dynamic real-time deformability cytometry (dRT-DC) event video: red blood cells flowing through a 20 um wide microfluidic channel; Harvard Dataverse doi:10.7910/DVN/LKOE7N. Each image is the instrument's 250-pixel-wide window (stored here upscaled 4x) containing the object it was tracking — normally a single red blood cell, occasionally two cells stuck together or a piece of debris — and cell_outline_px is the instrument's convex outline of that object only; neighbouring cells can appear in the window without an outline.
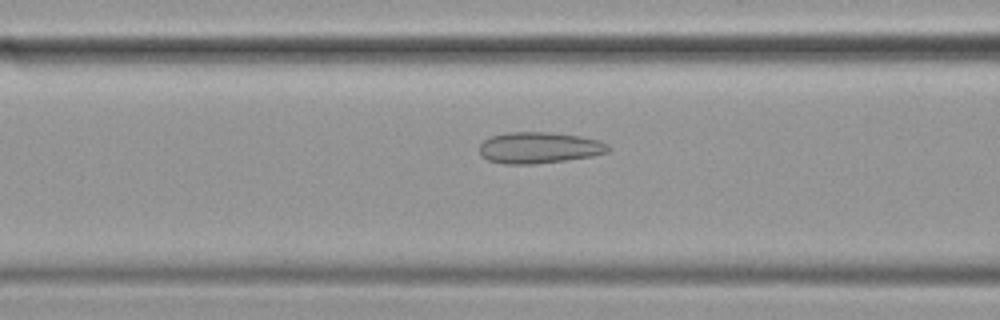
{"species": "common noctule bat (a hibernating species)", "species_latin": "Nyctalus noctula", "temperature_condition": "cold", "stored_images_in_passage": 57, "camera_frame_rate_fps": 3000, "um_per_image_px": 0.085, "animal": {"sex": "female", "body_mass_g": 19.9}, "frame": {"image": 1, "passage_image": 22, "time_ms": 7.0, "image_size_px": [1000, 320], "cell_outline_px": [[612, 148], [608, 152], [592, 156], [536, 164], [504, 164], [488, 160], [480, 156], [480, 144], [484, 140], [492, 136], [508, 132], [544, 132], [580, 136], [600, 140], [608, 144]], "centroid_in_image_um": [45.83, 12.56], "position_along_channel_um": 120.8, "area_um2": 23.52}}
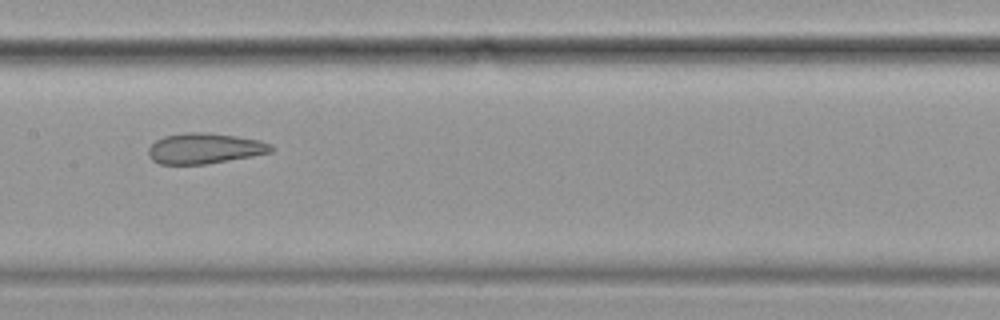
{"frame": {"image": 2, "passage_image": 28, "time_ms": 9.0, "image_size_px": [1000, 320], "cell_outline_px": [[276, 148], [272, 152], [252, 156], [204, 164], [160, 164], [152, 160], [148, 156], [148, 148], [156, 140], [164, 136], [184, 132], [204, 132], [236, 136], [260, 140], [272, 144]], "centroid_in_image_um": [17.4, 12.61], "position_along_channel_um": 190.0, "area_um2": 21.96}}
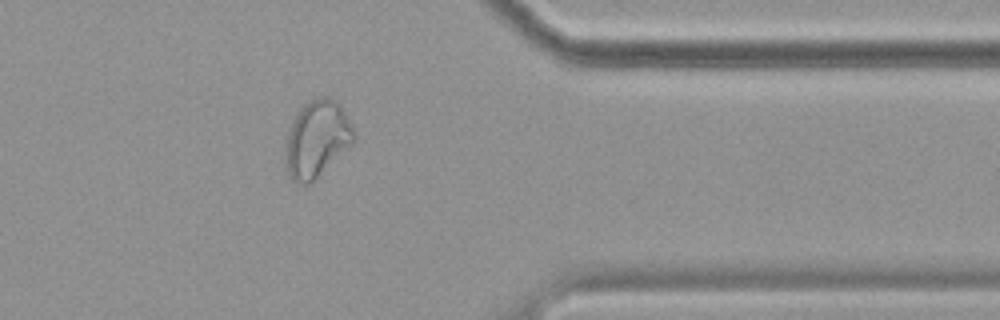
{"frame": {"image": 3, "passage_image": 46, "time_ms": 15.0, "image_size_px": [1000, 320], "cell_outline_px": [[356, 136], [352, 144], [308, 184], [300, 184], [292, 180], [288, 176], [284, 164], [284, 152], [288, 128], [300, 108], [308, 100], [320, 96], [328, 96], [336, 100], [340, 104]], "centroid_in_image_um": [26.88, 11.79], "position_along_channel_um": 384.5, "area_um2": 30.58}, "authors_computed_cell_mechanics": {"area_um2": 28.1486, "velocity_mm_per_s": 3.4711, "shape_relaxation_time_tau1_ms": null, "shape_relaxation_time_tau2_ms": 1.872, "deformation_change_tau1": null, "deformation_change_tau2": 0.0917}}